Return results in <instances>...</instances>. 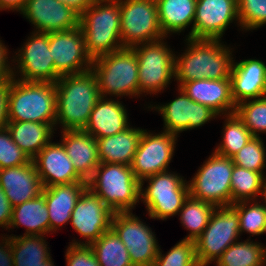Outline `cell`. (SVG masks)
<instances>
[{
    "instance_id": "1",
    "label": "cell",
    "mask_w": 266,
    "mask_h": 266,
    "mask_svg": "<svg viewBox=\"0 0 266 266\" xmlns=\"http://www.w3.org/2000/svg\"><path fill=\"white\" fill-rule=\"evenodd\" d=\"M56 121L62 130H83L101 98L92 70L61 76L56 82Z\"/></svg>"
},
{
    "instance_id": "2",
    "label": "cell",
    "mask_w": 266,
    "mask_h": 266,
    "mask_svg": "<svg viewBox=\"0 0 266 266\" xmlns=\"http://www.w3.org/2000/svg\"><path fill=\"white\" fill-rule=\"evenodd\" d=\"M187 48L175 56V80L180 88L185 82L198 79L221 80L230 78L232 48L221 40L186 38ZM231 49V50H230Z\"/></svg>"
},
{
    "instance_id": "3",
    "label": "cell",
    "mask_w": 266,
    "mask_h": 266,
    "mask_svg": "<svg viewBox=\"0 0 266 266\" xmlns=\"http://www.w3.org/2000/svg\"><path fill=\"white\" fill-rule=\"evenodd\" d=\"M119 0H100L80 15L85 49L93 59L123 49Z\"/></svg>"
},
{
    "instance_id": "4",
    "label": "cell",
    "mask_w": 266,
    "mask_h": 266,
    "mask_svg": "<svg viewBox=\"0 0 266 266\" xmlns=\"http://www.w3.org/2000/svg\"><path fill=\"white\" fill-rule=\"evenodd\" d=\"M8 121L49 123L55 128V83L26 82L12 77L8 92Z\"/></svg>"
},
{
    "instance_id": "5",
    "label": "cell",
    "mask_w": 266,
    "mask_h": 266,
    "mask_svg": "<svg viewBox=\"0 0 266 266\" xmlns=\"http://www.w3.org/2000/svg\"><path fill=\"white\" fill-rule=\"evenodd\" d=\"M87 187L114 212L132 211L140 200V181L124 164L100 163Z\"/></svg>"
},
{
    "instance_id": "6",
    "label": "cell",
    "mask_w": 266,
    "mask_h": 266,
    "mask_svg": "<svg viewBox=\"0 0 266 266\" xmlns=\"http://www.w3.org/2000/svg\"><path fill=\"white\" fill-rule=\"evenodd\" d=\"M91 70L96 76L101 97L139 96L138 62L132 48H123L93 59Z\"/></svg>"
},
{
    "instance_id": "7",
    "label": "cell",
    "mask_w": 266,
    "mask_h": 266,
    "mask_svg": "<svg viewBox=\"0 0 266 266\" xmlns=\"http://www.w3.org/2000/svg\"><path fill=\"white\" fill-rule=\"evenodd\" d=\"M183 178L177 173L165 171L140 182V200L145 203L150 218L166 220L179 214L190 195L189 182ZM146 180L148 186L143 189Z\"/></svg>"
},
{
    "instance_id": "8",
    "label": "cell",
    "mask_w": 266,
    "mask_h": 266,
    "mask_svg": "<svg viewBox=\"0 0 266 266\" xmlns=\"http://www.w3.org/2000/svg\"><path fill=\"white\" fill-rule=\"evenodd\" d=\"M138 62L139 97L163 91L175 79V56L163 39L133 46Z\"/></svg>"
},
{
    "instance_id": "9",
    "label": "cell",
    "mask_w": 266,
    "mask_h": 266,
    "mask_svg": "<svg viewBox=\"0 0 266 266\" xmlns=\"http://www.w3.org/2000/svg\"><path fill=\"white\" fill-rule=\"evenodd\" d=\"M239 216L232 206L216 207L202 234L194 241L199 266H207L240 238Z\"/></svg>"
},
{
    "instance_id": "10",
    "label": "cell",
    "mask_w": 266,
    "mask_h": 266,
    "mask_svg": "<svg viewBox=\"0 0 266 266\" xmlns=\"http://www.w3.org/2000/svg\"><path fill=\"white\" fill-rule=\"evenodd\" d=\"M233 167L231 158L214 151L188 181L190 196L216 207L230 206Z\"/></svg>"
},
{
    "instance_id": "11",
    "label": "cell",
    "mask_w": 266,
    "mask_h": 266,
    "mask_svg": "<svg viewBox=\"0 0 266 266\" xmlns=\"http://www.w3.org/2000/svg\"><path fill=\"white\" fill-rule=\"evenodd\" d=\"M123 48L165 39L156 0H119Z\"/></svg>"
},
{
    "instance_id": "12",
    "label": "cell",
    "mask_w": 266,
    "mask_h": 266,
    "mask_svg": "<svg viewBox=\"0 0 266 266\" xmlns=\"http://www.w3.org/2000/svg\"><path fill=\"white\" fill-rule=\"evenodd\" d=\"M132 211L114 212L111 228L127 248L133 266H152L160 246L154 232Z\"/></svg>"
},
{
    "instance_id": "13",
    "label": "cell",
    "mask_w": 266,
    "mask_h": 266,
    "mask_svg": "<svg viewBox=\"0 0 266 266\" xmlns=\"http://www.w3.org/2000/svg\"><path fill=\"white\" fill-rule=\"evenodd\" d=\"M15 54L12 62H17V66L12 69L13 78H16L17 72L21 74V78L17 80L26 82L55 83L61 77L54 68V60L49 49V33L32 32L23 47Z\"/></svg>"
},
{
    "instance_id": "14",
    "label": "cell",
    "mask_w": 266,
    "mask_h": 266,
    "mask_svg": "<svg viewBox=\"0 0 266 266\" xmlns=\"http://www.w3.org/2000/svg\"><path fill=\"white\" fill-rule=\"evenodd\" d=\"M177 140V135L167 131L153 134L144 130L130 165L135 177L141 182L149 176L168 171Z\"/></svg>"
},
{
    "instance_id": "15",
    "label": "cell",
    "mask_w": 266,
    "mask_h": 266,
    "mask_svg": "<svg viewBox=\"0 0 266 266\" xmlns=\"http://www.w3.org/2000/svg\"><path fill=\"white\" fill-rule=\"evenodd\" d=\"M112 211L88 187L80 195L71 213L74 230L86 239L85 243L72 241L71 245H90L111 228Z\"/></svg>"
},
{
    "instance_id": "16",
    "label": "cell",
    "mask_w": 266,
    "mask_h": 266,
    "mask_svg": "<svg viewBox=\"0 0 266 266\" xmlns=\"http://www.w3.org/2000/svg\"><path fill=\"white\" fill-rule=\"evenodd\" d=\"M49 49L55 71L60 76L91 70L93 60L85 49L84 36L79 26L72 30L50 32Z\"/></svg>"
},
{
    "instance_id": "17",
    "label": "cell",
    "mask_w": 266,
    "mask_h": 266,
    "mask_svg": "<svg viewBox=\"0 0 266 266\" xmlns=\"http://www.w3.org/2000/svg\"><path fill=\"white\" fill-rule=\"evenodd\" d=\"M178 88V98L165 105H148V108L158 110L164 121V130L172 134L192 130L203 126L218 115L209 107L193 101L181 88Z\"/></svg>"
},
{
    "instance_id": "18",
    "label": "cell",
    "mask_w": 266,
    "mask_h": 266,
    "mask_svg": "<svg viewBox=\"0 0 266 266\" xmlns=\"http://www.w3.org/2000/svg\"><path fill=\"white\" fill-rule=\"evenodd\" d=\"M234 20L239 23L237 0H197L193 39L221 40Z\"/></svg>"
},
{
    "instance_id": "19",
    "label": "cell",
    "mask_w": 266,
    "mask_h": 266,
    "mask_svg": "<svg viewBox=\"0 0 266 266\" xmlns=\"http://www.w3.org/2000/svg\"><path fill=\"white\" fill-rule=\"evenodd\" d=\"M20 13L34 25V32L67 31L79 26L80 15L59 0H26Z\"/></svg>"
},
{
    "instance_id": "20",
    "label": "cell",
    "mask_w": 266,
    "mask_h": 266,
    "mask_svg": "<svg viewBox=\"0 0 266 266\" xmlns=\"http://www.w3.org/2000/svg\"><path fill=\"white\" fill-rule=\"evenodd\" d=\"M43 187L85 181L74 169L62 143L50 141L33 159Z\"/></svg>"
},
{
    "instance_id": "21",
    "label": "cell",
    "mask_w": 266,
    "mask_h": 266,
    "mask_svg": "<svg viewBox=\"0 0 266 266\" xmlns=\"http://www.w3.org/2000/svg\"><path fill=\"white\" fill-rule=\"evenodd\" d=\"M231 96L235 105L249 99L266 96V65L257 59L233 60L231 73Z\"/></svg>"
},
{
    "instance_id": "22",
    "label": "cell",
    "mask_w": 266,
    "mask_h": 266,
    "mask_svg": "<svg viewBox=\"0 0 266 266\" xmlns=\"http://www.w3.org/2000/svg\"><path fill=\"white\" fill-rule=\"evenodd\" d=\"M0 187L13 207L41 195L44 188L33 161L0 169Z\"/></svg>"
},
{
    "instance_id": "23",
    "label": "cell",
    "mask_w": 266,
    "mask_h": 266,
    "mask_svg": "<svg viewBox=\"0 0 266 266\" xmlns=\"http://www.w3.org/2000/svg\"><path fill=\"white\" fill-rule=\"evenodd\" d=\"M193 101L203 104L218 116L233 114L236 105L231 96V79H198L180 87Z\"/></svg>"
},
{
    "instance_id": "24",
    "label": "cell",
    "mask_w": 266,
    "mask_h": 266,
    "mask_svg": "<svg viewBox=\"0 0 266 266\" xmlns=\"http://www.w3.org/2000/svg\"><path fill=\"white\" fill-rule=\"evenodd\" d=\"M61 143L76 172L88 181L100 164L96 139L84 130H61Z\"/></svg>"
},
{
    "instance_id": "25",
    "label": "cell",
    "mask_w": 266,
    "mask_h": 266,
    "mask_svg": "<svg viewBox=\"0 0 266 266\" xmlns=\"http://www.w3.org/2000/svg\"><path fill=\"white\" fill-rule=\"evenodd\" d=\"M127 115L126 108L118 99L101 97L83 130L95 139L115 135L130 127Z\"/></svg>"
},
{
    "instance_id": "26",
    "label": "cell",
    "mask_w": 266,
    "mask_h": 266,
    "mask_svg": "<svg viewBox=\"0 0 266 266\" xmlns=\"http://www.w3.org/2000/svg\"><path fill=\"white\" fill-rule=\"evenodd\" d=\"M86 188L87 182H74L43 188L42 193L46 200L51 232L70 222L76 202Z\"/></svg>"
},
{
    "instance_id": "27",
    "label": "cell",
    "mask_w": 266,
    "mask_h": 266,
    "mask_svg": "<svg viewBox=\"0 0 266 266\" xmlns=\"http://www.w3.org/2000/svg\"><path fill=\"white\" fill-rule=\"evenodd\" d=\"M144 129L128 127L109 137L96 139L100 163H117L130 166Z\"/></svg>"
},
{
    "instance_id": "28",
    "label": "cell",
    "mask_w": 266,
    "mask_h": 266,
    "mask_svg": "<svg viewBox=\"0 0 266 266\" xmlns=\"http://www.w3.org/2000/svg\"><path fill=\"white\" fill-rule=\"evenodd\" d=\"M197 0H156L160 28L165 37L181 33L192 24L186 38L193 39V24Z\"/></svg>"
},
{
    "instance_id": "29",
    "label": "cell",
    "mask_w": 266,
    "mask_h": 266,
    "mask_svg": "<svg viewBox=\"0 0 266 266\" xmlns=\"http://www.w3.org/2000/svg\"><path fill=\"white\" fill-rule=\"evenodd\" d=\"M20 225L26 228L24 235L44 236L50 232L48 209L43 193L13 207L9 228H18Z\"/></svg>"
},
{
    "instance_id": "30",
    "label": "cell",
    "mask_w": 266,
    "mask_h": 266,
    "mask_svg": "<svg viewBox=\"0 0 266 266\" xmlns=\"http://www.w3.org/2000/svg\"><path fill=\"white\" fill-rule=\"evenodd\" d=\"M6 127L12 140L31 160L51 141L56 130L49 123L31 121H8Z\"/></svg>"
},
{
    "instance_id": "31",
    "label": "cell",
    "mask_w": 266,
    "mask_h": 266,
    "mask_svg": "<svg viewBox=\"0 0 266 266\" xmlns=\"http://www.w3.org/2000/svg\"><path fill=\"white\" fill-rule=\"evenodd\" d=\"M9 237L14 266H43V263L50 257L45 236L10 235Z\"/></svg>"
},
{
    "instance_id": "32",
    "label": "cell",
    "mask_w": 266,
    "mask_h": 266,
    "mask_svg": "<svg viewBox=\"0 0 266 266\" xmlns=\"http://www.w3.org/2000/svg\"><path fill=\"white\" fill-rule=\"evenodd\" d=\"M90 246L100 266H133L127 248L112 228Z\"/></svg>"
},
{
    "instance_id": "33",
    "label": "cell",
    "mask_w": 266,
    "mask_h": 266,
    "mask_svg": "<svg viewBox=\"0 0 266 266\" xmlns=\"http://www.w3.org/2000/svg\"><path fill=\"white\" fill-rule=\"evenodd\" d=\"M214 263L217 266H265V247L249 237L230 245Z\"/></svg>"
},
{
    "instance_id": "34",
    "label": "cell",
    "mask_w": 266,
    "mask_h": 266,
    "mask_svg": "<svg viewBox=\"0 0 266 266\" xmlns=\"http://www.w3.org/2000/svg\"><path fill=\"white\" fill-rule=\"evenodd\" d=\"M216 206L189 195L179 211L180 221L189 234L184 238L195 241L207 227Z\"/></svg>"
},
{
    "instance_id": "35",
    "label": "cell",
    "mask_w": 266,
    "mask_h": 266,
    "mask_svg": "<svg viewBox=\"0 0 266 266\" xmlns=\"http://www.w3.org/2000/svg\"><path fill=\"white\" fill-rule=\"evenodd\" d=\"M265 172L250 171L234 164L231 177V205L257 200L262 195Z\"/></svg>"
},
{
    "instance_id": "36",
    "label": "cell",
    "mask_w": 266,
    "mask_h": 266,
    "mask_svg": "<svg viewBox=\"0 0 266 266\" xmlns=\"http://www.w3.org/2000/svg\"><path fill=\"white\" fill-rule=\"evenodd\" d=\"M225 117L223 141L216 146L215 152L231 158L248 143L253 135L235 113Z\"/></svg>"
},
{
    "instance_id": "37",
    "label": "cell",
    "mask_w": 266,
    "mask_h": 266,
    "mask_svg": "<svg viewBox=\"0 0 266 266\" xmlns=\"http://www.w3.org/2000/svg\"><path fill=\"white\" fill-rule=\"evenodd\" d=\"M249 129L253 137L266 133V96L245 100L236 105L234 112Z\"/></svg>"
},
{
    "instance_id": "38",
    "label": "cell",
    "mask_w": 266,
    "mask_h": 266,
    "mask_svg": "<svg viewBox=\"0 0 266 266\" xmlns=\"http://www.w3.org/2000/svg\"><path fill=\"white\" fill-rule=\"evenodd\" d=\"M241 201L232 204L239 216L240 234L247 232L253 235L266 233L265 228V205L257 200ZM251 203V205H250ZM250 205V206H249Z\"/></svg>"
},
{
    "instance_id": "39",
    "label": "cell",
    "mask_w": 266,
    "mask_h": 266,
    "mask_svg": "<svg viewBox=\"0 0 266 266\" xmlns=\"http://www.w3.org/2000/svg\"><path fill=\"white\" fill-rule=\"evenodd\" d=\"M260 137H252L248 143L231 157L233 163L250 171L264 172L266 150Z\"/></svg>"
},
{
    "instance_id": "40",
    "label": "cell",
    "mask_w": 266,
    "mask_h": 266,
    "mask_svg": "<svg viewBox=\"0 0 266 266\" xmlns=\"http://www.w3.org/2000/svg\"><path fill=\"white\" fill-rule=\"evenodd\" d=\"M160 250L152 266H199L193 240L182 239L166 255Z\"/></svg>"
},
{
    "instance_id": "41",
    "label": "cell",
    "mask_w": 266,
    "mask_h": 266,
    "mask_svg": "<svg viewBox=\"0 0 266 266\" xmlns=\"http://www.w3.org/2000/svg\"><path fill=\"white\" fill-rule=\"evenodd\" d=\"M239 26L251 31L266 25V0H237Z\"/></svg>"
},
{
    "instance_id": "42",
    "label": "cell",
    "mask_w": 266,
    "mask_h": 266,
    "mask_svg": "<svg viewBox=\"0 0 266 266\" xmlns=\"http://www.w3.org/2000/svg\"><path fill=\"white\" fill-rule=\"evenodd\" d=\"M31 161L28 155L12 140L7 127L0 129V169L28 164Z\"/></svg>"
},
{
    "instance_id": "43",
    "label": "cell",
    "mask_w": 266,
    "mask_h": 266,
    "mask_svg": "<svg viewBox=\"0 0 266 266\" xmlns=\"http://www.w3.org/2000/svg\"><path fill=\"white\" fill-rule=\"evenodd\" d=\"M66 250L67 266H100L90 245H71Z\"/></svg>"
},
{
    "instance_id": "44",
    "label": "cell",
    "mask_w": 266,
    "mask_h": 266,
    "mask_svg": "<svg viewBox=\"0 0 266 266\" xmlns=\"http://www.w3.org/2000/svg\"><path fill=\"white\" fill-rule=\"evenodd\" d=\"M10 80L0 81V129L8 123V92Z\"/></svg>"
},
{
    "instance_id": "45",
    "label": "cell",
    "mask_w": 266,
    "mask_h": 266,
    "mask_svg": "<svg viewBox=\"0 0 266 266\" xmlns=\"http://www.w3.org/2000/svg\"><path fill=\"white\" fill-rule=\"evenodd\" d=\"M13 206L7 199L5 192L0 187V227L9 229L12 219Z\"/></svg>"
},
{
    "instance_id": "46",
    "label": "cell",
    "mask_w": 266,
    "mask_h": 266,
    "mask_svg": "<svg viewBox=\"0 0 266 266\" xmlns=\"http://www.w3.org/2000/svg\"><path fill=\"white\" fill-rule=\"evenodd\" d=\"M8 48L0 40V81L10 80L12 78V66L8 60Z\"/></svg>"
},
{
    "instance_id": "47",
    "label": "cell",
    "mask_w": 266,
    "mask_h": 266,
    "mask_svg": "<svg viewBox=\"0 0 266 266\" xmlns=\"http://www.w3.org/2000/svg\"><path fill=\"white\" fill-rule=\"evenodd\" d=\"M0 241V266H14L11 238L5 235V237H1Z\"/></svg>"
},
{
    "instance_id": "48",
    "label": "cell",
    "mask_w": 266,
    "mask_h": 266,
    "mask_svg": "<svg viewBox=\"0 0 266 266\" xmlns=\"http://www.w3.org/2000/svg\"><path fill=\"white\" fill-rule=\"evenodd\" d=\"M75 12L81 15L92 3L93 0H59Z\"/></svg>"
},
{
    "instance_id": "49",
    "label": "cell",
    "mask_w": 266,
    "mask_h": 266,
    "mask_svg": "<svg viewBox=\"0 0 266 266\" xmlns=\"http://www.w3.org/2000/svg\"><path fill=\"white\" fill-rule=\"evenodd\" d=\"M26 0H0V10H16L19 13L22 11Z\"/></svg>"
},
{
    "instance_id": "50",
    "label": "cell",
    "mask_w": 266,
    "mask_h": 266,
    "mask_svg": "<svg viewBox=\"0 0 266 266\" xmlns=\"http://www.w3.org/2000/svg\"><path fill=\"white\" fill-rule=\"evenodd\" d=\"M262 196H264V205L266 206V176L263 179Z\"/></svg>"
},
{
    "instance_id": "51",
    "label": "cell",
    "mask_w": 266,
    "mask_h": 266,
    "mask_svg": "<svg viewBox=\"0 0 266 266\" xmlns=\"http://www.w3.org/2000/svg\"><path fill=\"white\" fill-rule=\"evenodd\" d=\"M52 257L50 256L44 263L43 266H54V262L51 259Z\"/></svg>"
},
{
    "instance_id": "52",
    "label": "cell",
    "mask_w": 266,
    "mask_h": 266,
    "mask_svg": "<svg viewBox=\"0 0 266 266\" xmlns=\"http://www.w3.org/2000/svg\"><path fill=\"white\" fill-rule=\"evenodd\" d=\"M265 228H266V206H265Z\"/></svg>"
}]
</instances>
